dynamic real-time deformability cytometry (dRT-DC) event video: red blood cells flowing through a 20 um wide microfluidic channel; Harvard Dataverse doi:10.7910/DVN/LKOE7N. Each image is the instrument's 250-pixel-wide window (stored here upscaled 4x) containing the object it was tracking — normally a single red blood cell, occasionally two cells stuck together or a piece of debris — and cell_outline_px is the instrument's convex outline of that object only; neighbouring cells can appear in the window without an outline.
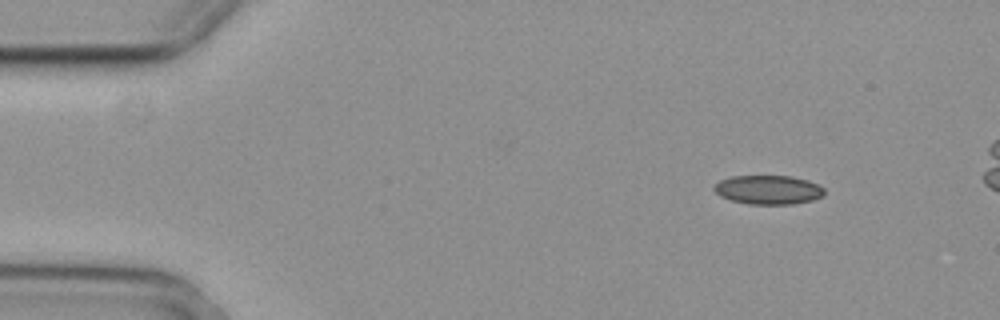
{"species": "common noctule bat (a hibernating species)", "species_latin": "Nyctalus noctula", "temperature_condition": "cold", "stored_images_in_passage": 48, "camera_frame_rate_fps": 3000, "um_per_image_px": 0.085, "animal": {"sex": "female", "body_mass_g": 29.2, "forearm_length_mm": 56.3}, "frame": {"image": 1, "passage_image": 1, "time_ms": 0.0, "image_size_px": [1000, 320], "cell_outline_px": [[824, 196], [812, 200], [792, 204], [748, 204], [732, 200], [720, 196], [712, 188], [720, 180], [732, 176], [792, 176], [808, 180], [824, 188]], "centroid_in_image_um": [65.31, 16.13], "position_along_channel_um": 19.7, "area_um2": 18.61}}
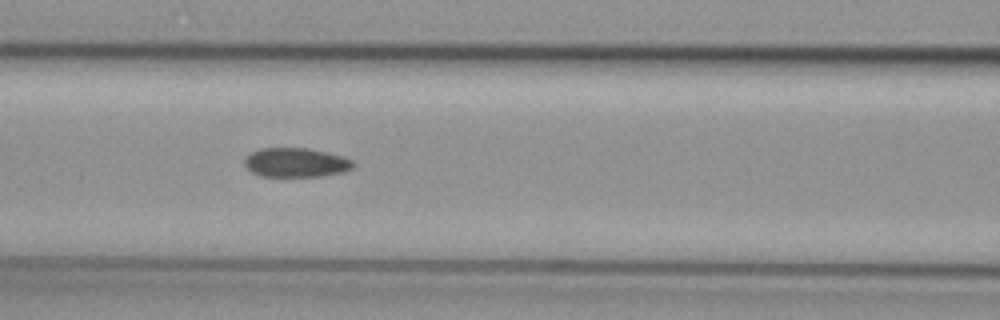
{"frame": {"image": 2, "passage_image": 18, "time_ms": 5.667, "image_size_px": [1000, 320], "cell_outline_px": [[356, 164], [352, 168], [344, 172], [324, 176], [260, 176], [252, 172], [244, 164], [244, 156], [260, 148], [308, 148], [344, 156], [352, 160]], "centroid_in_image_um": [25.17, 13.81], "position_along_channel_um": 141.4, "area_um2": 18.67}}
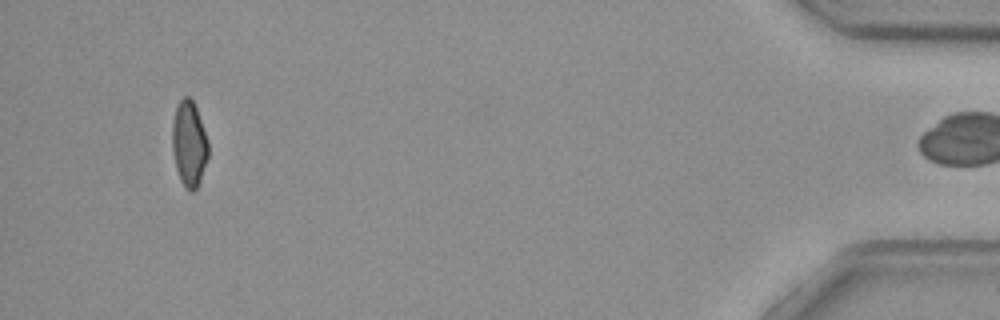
{"frame": {"image": 3, "passage_image": 47, "time_ms": 15.333, "image_size_px": [1000, 320], "cell_outline_px": [[208, 156], [200, 180], [196, 188], [192, 192], [188, 192], [184, 188], [180, 180], [176, 168], [172, 148], [172, 124], [176, 104], [184, 96], [188, 96], [192, 100], [196, 108], [208, 140]], "centroid_in_image_um": [16.06, 12.23], "position_along_channel_um": 419.1, "area_um2": 18.03}, "authors_computed_cell_mechanics": {"area_um2": 19.1607, "velocity_mm_per_s": 3.713, "shape_relaxation_time_tau1_ms": null, "shape_relaxation_time_tau2_ms": 5.4457, "deformation_change_tau1": null, "deformation_change_tau2": 0.0993}}